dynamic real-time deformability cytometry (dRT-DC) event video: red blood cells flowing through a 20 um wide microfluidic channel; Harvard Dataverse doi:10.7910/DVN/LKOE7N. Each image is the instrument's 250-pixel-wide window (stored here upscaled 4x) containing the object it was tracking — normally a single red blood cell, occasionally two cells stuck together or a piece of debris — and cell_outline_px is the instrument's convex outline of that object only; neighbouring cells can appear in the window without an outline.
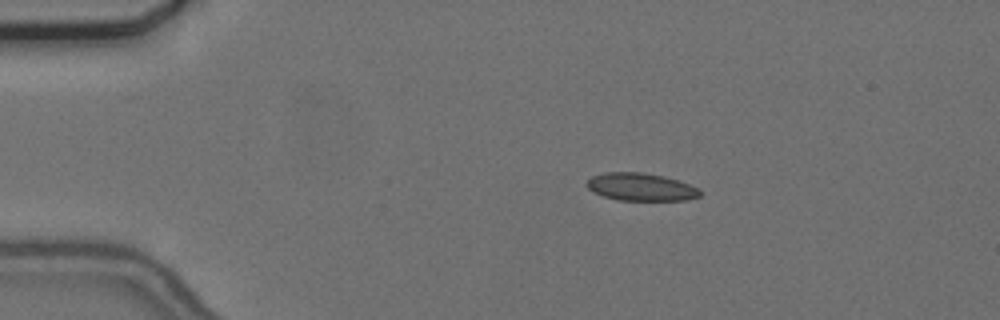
{"species": "common noctule bat (a hibernating species)", "species_latin": "Nyctalus noctula", "temperature_condition": "cold", "stored_images_in_passage": 46, "camera_frame_rate_fps": 3000, "um_per_image_px": 0.085, "animal": {"sex": "female", "body_mass_g": 24.6, "forearm_length_mm": 56.2}, "frame": {"image": 1, "passage_image": 1, "time_ms": 0.0, "image_size_px": [1000, 320], "cell_outline_px": [[704, 192], [700, 196], [684, 200], [616, 200], [592, 192], [584, 184], [592, 176], [604, 172], [644, 172], [664, 176], [688, 184]], "centroid_in_image_um": [54.43, 15.89], "position_along_channel_um": 30.6, "area_um2": 18.32}}
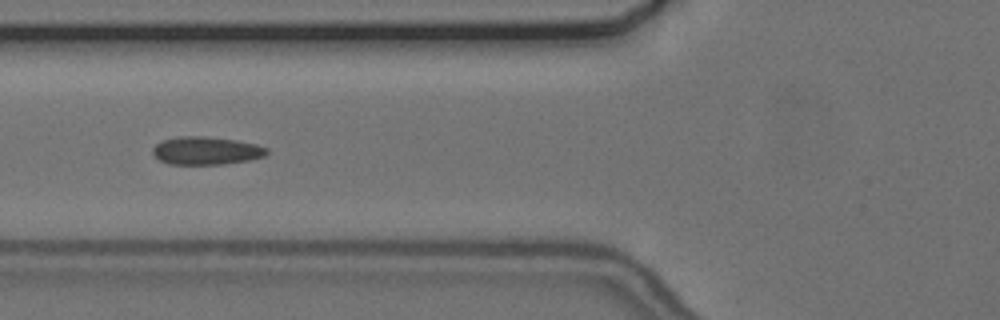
{"frame": {"image": 2, "passage_image": 12, "time_ms": 3.667, "image_size_px": [1000, 320], "cell_outline_px": [[268, 152], [264, 156], [248, 160], [224, 164], [168, 164], [160, 160], [152, 152], [152, 148], [156, 144], [164, 140], [176, 136], [204, 136], [236, 140], [256, 144], [268, 148]], "centroid_in_image_um": [17.52, 12.8], "position_along_channel_um": 108.3, "area_um2": 18.55}}
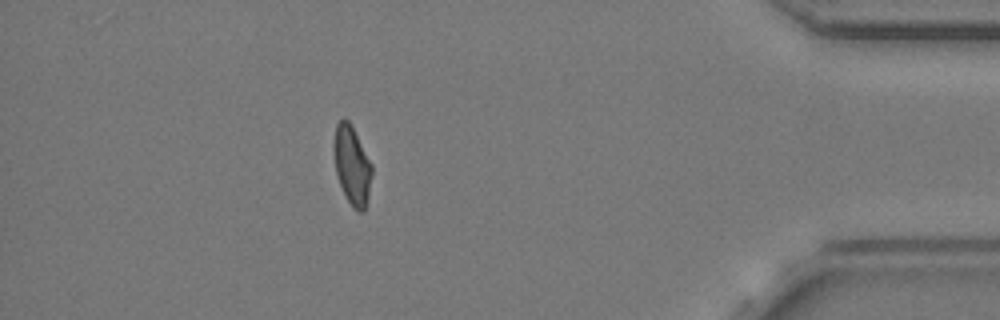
{"frame": {"image": 3, "passage_image": 40, "time_ms": 13.0, "image_size_px": [1000, 320], "cell_outline_px": [[372, 176], [368, 200], [364, 212], [356, 212], [352, 208], [340, 184], [336, 172], [332, 152], [332, 144], [336, 124], [344, 116], [348, 120], [372, 164]], "centroid_in_image_um": [29.9, 14.06], "position_along_channel_um": 405.3, "area_um2": 17.69}, "authors_computed_cell_mechanics": {"area_um2": 17.8024, "velocity_mm_per_s": 3.6788, "shape_relaxation_time_tau1_ms": null, "shape_relaxation_time_tau2_ms": 2.1397, "deformation_change_tau1": null, "deformation_change_tau2": 0.0741}}